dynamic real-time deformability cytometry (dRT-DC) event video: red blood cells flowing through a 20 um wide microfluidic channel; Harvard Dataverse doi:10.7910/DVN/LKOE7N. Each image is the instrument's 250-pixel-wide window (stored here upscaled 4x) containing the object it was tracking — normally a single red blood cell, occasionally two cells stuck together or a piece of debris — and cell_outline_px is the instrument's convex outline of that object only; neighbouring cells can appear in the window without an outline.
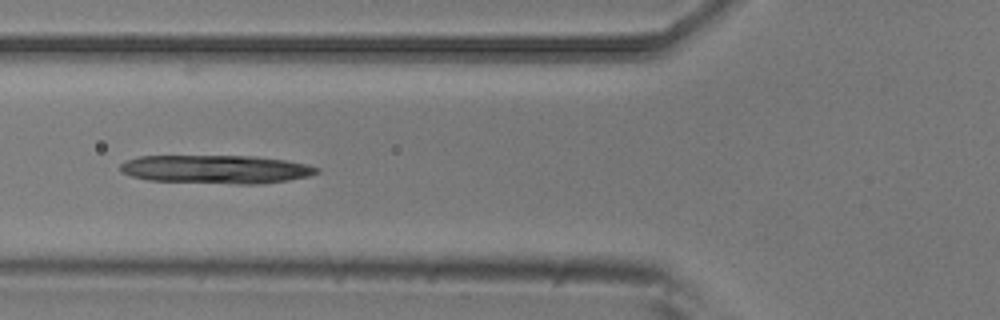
{"species": "common noctule bat (a hibernating species)", "species_latin": "Nyctalus noctula", "temperature_condition": "room temperature", "stored_images_in_passage": 5, "camera_frame_rate_fps": 3000, "um_per_image_px": 0.085, "animal": {"sex": "male", "body_mass_g": 20.5, "forearm_length_mm": 52.5}, "frame": {"image": 1, "passage_image": 5, "time_ms": 1.333, "image_size_px": [1000, 320], "cell_outline_px": [[320, 172], [308, 176], [288, 180], [260, 184], [236, 184], [148, 180], [132, 176], [120, 172], [120, 164], [124, 160], [140, 156], [252, 156], [284, 160], [308, 164], [320, 168]], "centroid_in_image_um": [18.36, 14.39], "position_along_channel_um": 107.4, "area_um2": 32.71}}